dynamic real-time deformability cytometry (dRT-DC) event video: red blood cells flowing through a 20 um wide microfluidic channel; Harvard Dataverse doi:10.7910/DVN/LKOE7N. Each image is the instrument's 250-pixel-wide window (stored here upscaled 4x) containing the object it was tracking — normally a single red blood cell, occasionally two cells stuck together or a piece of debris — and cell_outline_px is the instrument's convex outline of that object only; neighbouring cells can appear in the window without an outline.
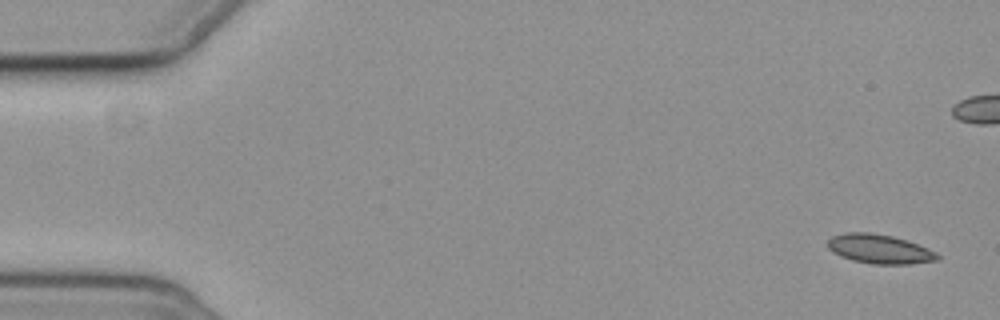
{"species": "common noctule bat (a hibernating species)", "species_latin": "Nyctalus noctula", "temperature_condition": "cold", "stored_images_in_passage": 9, "camera_frame_rate_fps": 3000, "um_per_image_px": 0.085, "animal": {"sex": "female", "body_mass_g": 19.3, "forearm_length_mm": 54.1}, "frame": {"image": 1, "passage_image": 1, "time_ms": 0.0, "image_size_px": [1000, 320], "cell_outline_px": [[940, 260], [908, 264], [872, 264], [852, 260], [840, 256], [832, 252], [828, 248], [828, 240], [832, 236], [848, 232], [868, 232], [892, 236], [908, 240], [928, 248], [936, 252], [940, 256]], "centroid_in_image_um": [74.78, 21.17], "position_along_channel_um": 10.2, "area_um2": 18.79}}
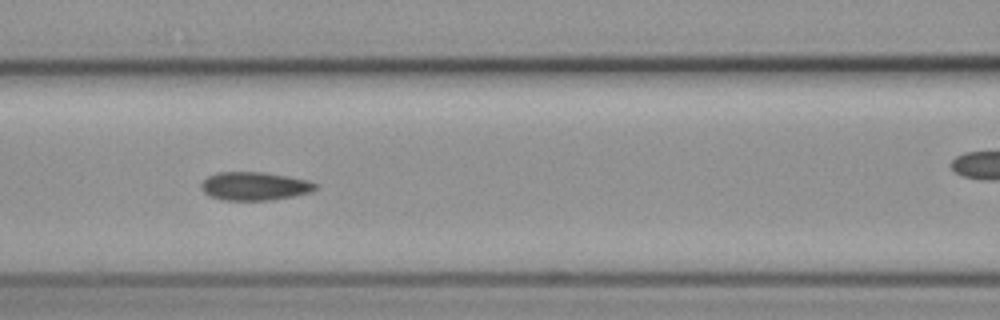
{"frame": {"image": 2, "passage_image": 7, "time_ms": 7.667, "image_size_px": [1000, 320], "cell_outline_px": [[320, 188], [312, 192], [272, 200], [224, 200], [208, 196], [200, 188], [200, 184], [208, 176], [216, 172], [264, 172], [288, 176], [308, 180], [320, 184]], "centroid_in_image_um": [21.67, 15.82], "position_along_channel_um": 144.9, "area_um2": 19.19}}
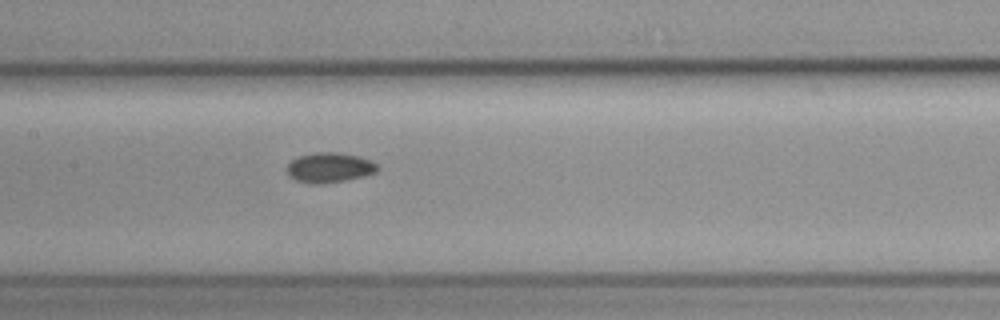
{"frame": {"image": 3, "passage_image": 9, "time_ms": 10.333, "image_size_px": [1000, 320], "cell_outline_px": [[380, 168], [376, 172], [364, 176], [344, 180], [296, 180], [288, 176], [284, 168], [296, 156], [312, 152], [336, 152], [360, 156], [372, 160]], "centroid_in_image_um": [28.02, 14.17], "position_along_channel_um": 179.4, "area_um2": 15.32}}